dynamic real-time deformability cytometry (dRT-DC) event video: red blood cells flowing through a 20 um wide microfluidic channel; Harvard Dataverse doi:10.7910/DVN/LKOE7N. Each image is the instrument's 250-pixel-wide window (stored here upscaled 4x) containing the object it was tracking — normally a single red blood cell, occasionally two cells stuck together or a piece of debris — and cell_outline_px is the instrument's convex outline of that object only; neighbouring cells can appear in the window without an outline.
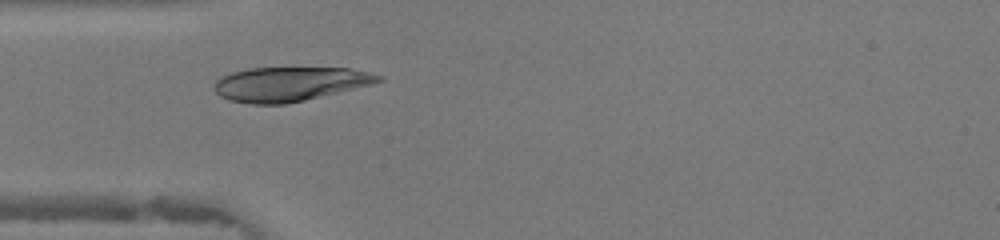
{"species": "human", "species_latin": "Homo sapiens", "temperature_condition": "warm", "stored_images_in_passage": 36, "camera_frame_rate_fps": 3000, "um_per_image_px": 0.085, "donor": {"sex": "female"}, "frame": {"image": 1, "passage_image": 11, "time_ms": 3.333, "image_size_px": [1000, 240], "cell_outline_px": [[384, 80], [372, 84], [304, 100], [284, 104], [252, 104], [232, 100], [220, 96], [216, 92], [216, 80], [220, 76], [232, 72], [252, 68], [348, 68], [368, 72], [380, 76]], "centroid_in_image_um": [24.61, 7.13], "position_along_channel_um": 60.4, "area_um2": 32.31}}
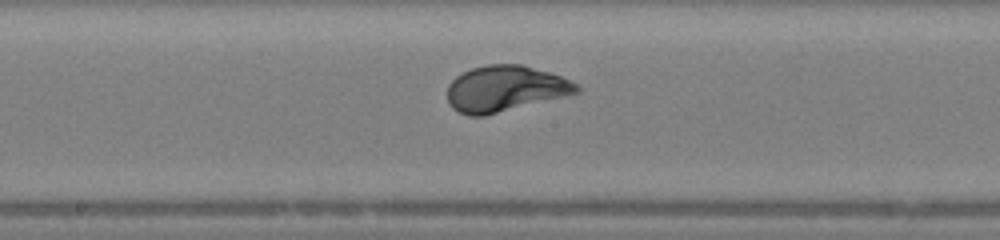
{"frame": {"image": 2, "passage_image": 21, "time_ms": 6.667, "image_size_px": [1000, 240], "cell_outline_px": [[580, 92], [484, 116], [468, 116], [452, 108], [448, 104], [448, 84], [456, 76], [472, 68], [488, 64], [524, 64], [572, 80], [580, 84]], "centroid_in_image_um": [42.94, 7.53], "position_along_channel_um": 205.3, "area_um2": 34.62}}
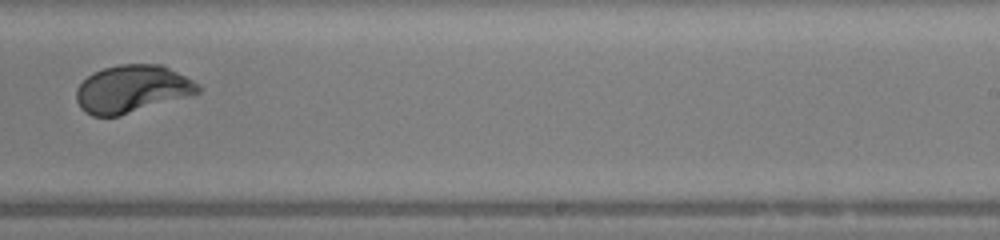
{"frame": {"image": 3, "passage_image": 26, "time_ms": 8.333, "image_size_px": [1000, 240], "cell_outline_px": [[200, 92], [192, 96], [120, 116], [92, 116], [80, 108], [76, 100], [76, 88], [92, 72], [104, 68], [120, 64], [164, 64], [200, 84]], "centroid_in_image_um": [11.26, 7.56], "position_along_channel_um": 277.7, "area_um2": 34.22}, "authors_computed_cell_mechanics": {"area_um2": 34.5644, "velocity_mm_per_s": 4.3643, "shape_relaxation_time_tau1_ms": 2.334, "shape_relaxation_time_tau2_ms": null, "deformation_change_tau1": 0.1897, "deformation_change_tau2": null}}